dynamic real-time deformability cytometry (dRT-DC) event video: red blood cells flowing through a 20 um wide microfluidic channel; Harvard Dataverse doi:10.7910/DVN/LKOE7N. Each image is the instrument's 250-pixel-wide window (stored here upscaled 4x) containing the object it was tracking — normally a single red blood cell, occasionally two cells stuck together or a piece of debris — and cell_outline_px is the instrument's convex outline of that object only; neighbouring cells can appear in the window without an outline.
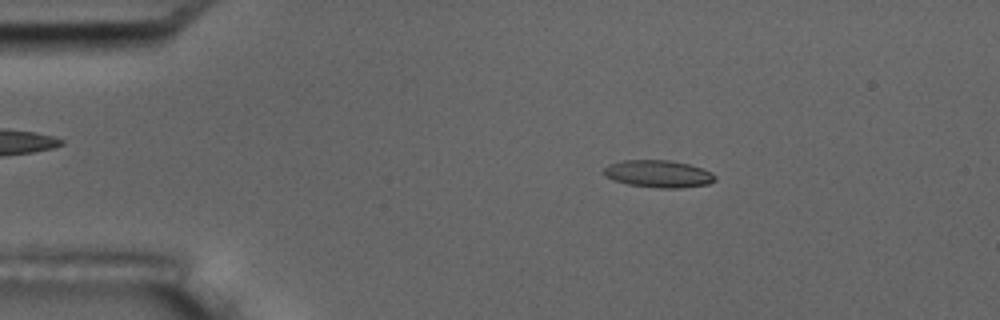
{"species": "common noctule bat (a hibernating species)", "species_latin": "Nyctalus noctula", "temperature_condition": "room temperature", "stored_images_in_passage": 5, "camera_frame_rate_fps": 3000, "um_per_image_px": 0.085, "animal": {"sex": "male", "body_mass_g": 17.5, "forearm_length_mm": 52.3}, "frame": {"image": 1, "passage_image": 2, "time_ms": 1.333, "image_size_px": [1000, 320], "cell_outline_px": [[716, 180], [708, 184], [680, 188], [660, 188], [628, 184], [612, 180], [604, 176], [600, 172], [608, 164], [620, 160], [668, 160], [688, 164], [712, 172], [716, 176]], "centroid_in_image_um": [55.91, 14.77], "position_along_channel_um": 29.1, "area_um2": 17.86}}
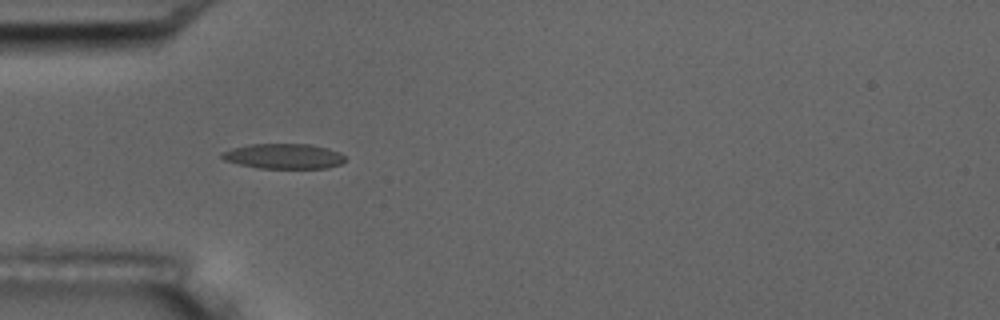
{"frame": {"image": 2, "passage_image": 4, "time_ms": 3.667, "image_size_px": [1000, 320], "cell_outline_px": [[344, 160], [340, 164], [328, 168], [256, 168], [224, 160], [220, 156], [220, 152], [232, 148], [248, 144], [312, 144], [328, 148], [340, 152], [344, 156]], "centroid_in_image_um": [24.1, 13.27], "position_along_channel_um": 60.9, "area_um2": 18.15}}